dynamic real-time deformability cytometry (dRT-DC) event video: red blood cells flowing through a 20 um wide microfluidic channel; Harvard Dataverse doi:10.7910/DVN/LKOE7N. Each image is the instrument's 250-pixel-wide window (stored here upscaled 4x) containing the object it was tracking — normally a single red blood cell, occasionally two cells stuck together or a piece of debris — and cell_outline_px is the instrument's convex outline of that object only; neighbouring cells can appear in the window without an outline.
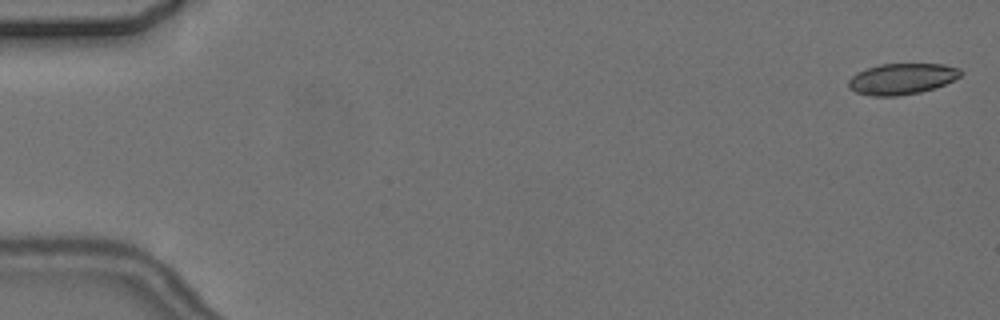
{"species": "common noctule bat (a hibernating species)", "species_latin": "Nyctalus noctula", "temperature_condition": "cold", "stored_images_in_passage": 7, "camera_frame_rate_fps": 3000, "um_per_image_px": 0.085, "animal": {"sex": "female", "body_mass_g": 24.6, "forearm_length_mm": 56.2}, "frame": {"image": 1, "passage_image": 1, "time_ms": 0.0, "image_size_px": [1000, 320], "cell_outline_px": [[964, 72], [960, 76], [944, 84], [920, 92], [896, 96], [872, 96], [856, 92], [848, 88], [848, 80], [856, 72], [880, 64], [944, 64], [960, 68]], "centroid_in_image_um": [76.64, 6.69], "position_along_channel_um": 8.4, "area_um2": 20.23}}
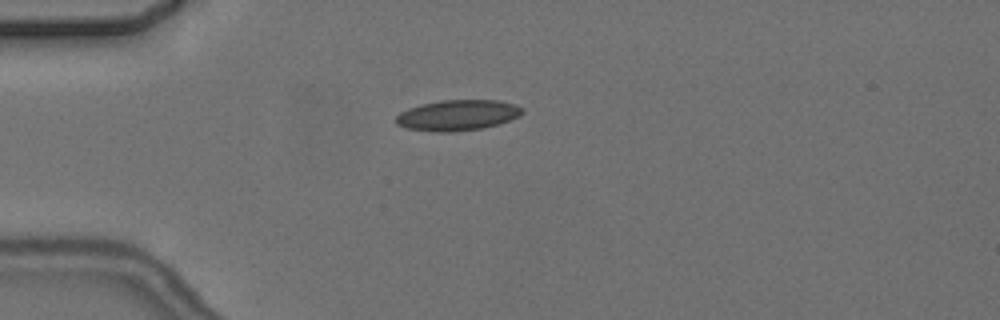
{"frame": {"image": 2, "passage_image": 5, "time_ms": 4.667, "image_size_px": [1000, 320], "cell_outline_px": [[524, 112], [520, 116], [500, 124], [484, 128], [452, 132], [432, 132], [408, 128], [396, 124], [396, 116], [400, 112], [408, 108], [440, 100], [496, 100], [516, 104], [524, 108]], "centroid_in_image_um": [38.94, 9.8], "position_along_channel_um": 46.1, "area_um2": 22.77}}